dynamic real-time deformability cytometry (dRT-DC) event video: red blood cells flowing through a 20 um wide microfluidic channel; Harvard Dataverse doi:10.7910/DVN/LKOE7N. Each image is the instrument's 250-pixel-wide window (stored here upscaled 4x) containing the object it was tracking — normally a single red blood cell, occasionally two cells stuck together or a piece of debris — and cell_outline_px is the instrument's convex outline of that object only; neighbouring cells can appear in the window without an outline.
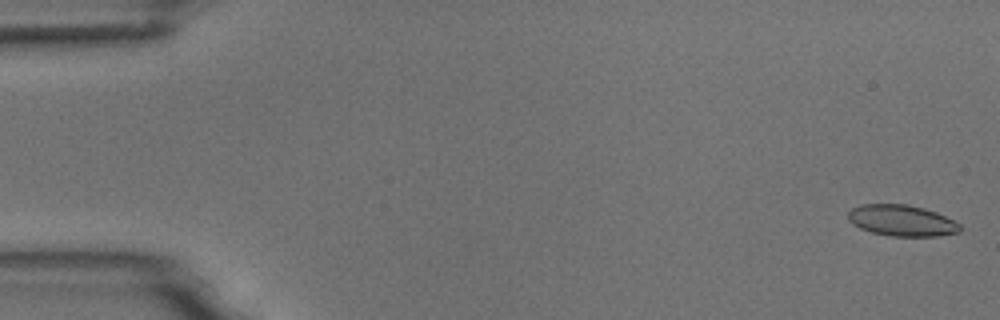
{"species": "common noctule bat (a hibernating species)", "species_latin": "Nyctalus noctula", "temperature_condition": "room temperature", "stored_images_in_passage": 5, "camera_frame_rate_fps": 3000, "um_per_image_px": 0.085, "animal": {"sex": "male", "body_mass_g": 18.8}, "frame": {"image": 1, "passage_image": 1, "time_ms": 0.0, "image_size_px": [1000, 320], "cell_outline_px": [[960, 232], [936, 236], [892, 236], [872, 232], [860, 228], [852, 224], [848, 220], [848, 212], [852, 208], [860, 204], [904, 204], [924, 208], [936, 212], [960, 224]], "centroid_in_image_um": [76.62, 18.74], "position_along_channel_um": 8.4, "area_um2": 20.23}}
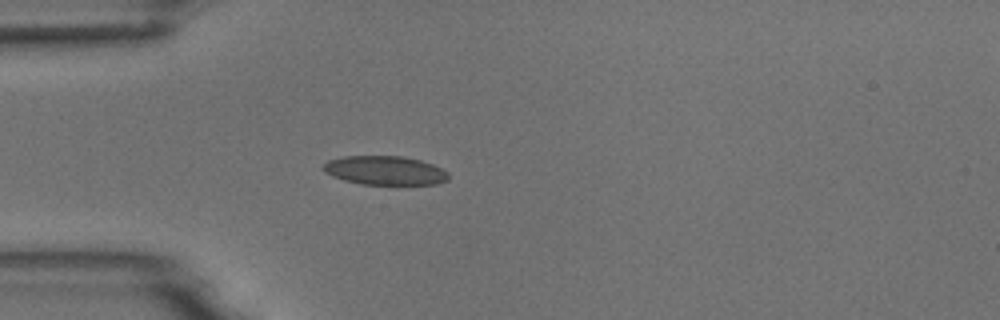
{"frame": {"image": 2, "passage_image": 5, "time_ms": 4.667, "image_size_px": [1000, 320], "cell_outline_px": [[448, 180], [436, 184], [360, 184], [344, 180], [332, 176], [324, 172], [320, 168], [328, 160], [344, 156], [400, 156], [420, 160], [432, 164], [448, 172]], "centroid_in_image_um": [32.68, 14.49], "position_along_channel_um": 52.3, "area_um2": 21.1}}